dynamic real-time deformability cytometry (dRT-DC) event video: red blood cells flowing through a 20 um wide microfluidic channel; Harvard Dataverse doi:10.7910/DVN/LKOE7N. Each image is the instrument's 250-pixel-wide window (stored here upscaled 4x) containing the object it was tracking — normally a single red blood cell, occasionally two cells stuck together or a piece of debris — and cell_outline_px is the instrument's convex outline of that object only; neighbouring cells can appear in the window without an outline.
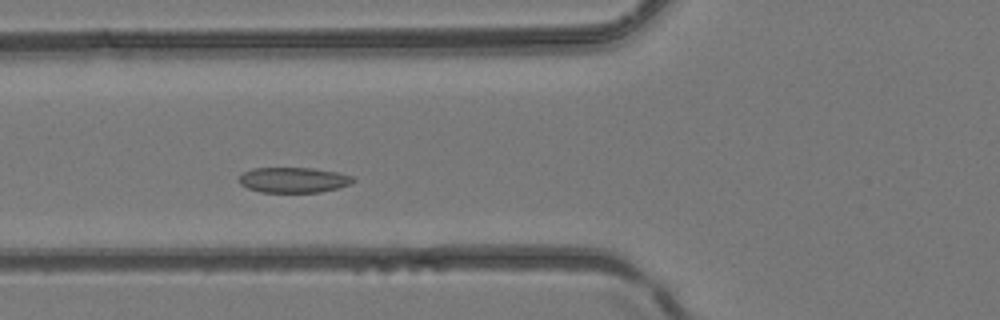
{"species": "common noctule bat (a hibernating species)", "species_latin": "Nyctalus noctula", "temperature_condition": "room temperature", "stored_images_in_passage": 3, "camera_frame_rate_fps": 3000, "um_per_image_px": 0.085, "animal": {"sex": "female", "body_mass_g": 24.6, "forearm_length_mm": 56.2}, "frame": {"image": 1, "passage_image": 3, "time_ms": 0.667, "image_size_px": [1000, 320], "cell_outline_px": [[356, 180], [352, 184], [320, 192], [260, 192], [248, 188], [240, 184], [240, 176], [244, 172], [252, 168], [312, 168], [340, 172], [352, 176]], "centroid_in_image_um": [24.98, 15.29], "position_along_channel_um": 100.8, "area_um2": 16.88}}